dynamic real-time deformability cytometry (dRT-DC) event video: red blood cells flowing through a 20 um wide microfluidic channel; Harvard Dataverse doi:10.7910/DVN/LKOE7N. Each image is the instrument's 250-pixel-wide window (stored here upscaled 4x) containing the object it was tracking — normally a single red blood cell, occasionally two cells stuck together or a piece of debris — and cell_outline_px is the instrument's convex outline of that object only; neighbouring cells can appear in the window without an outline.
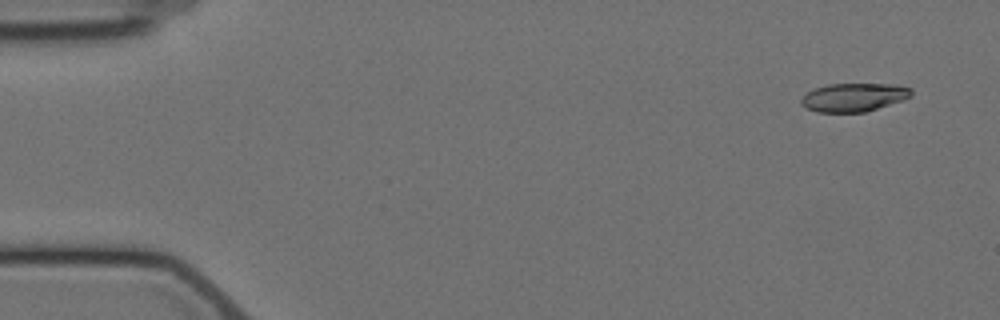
{"species": "Egyptian fruit bat (a non-hibernating species)", "species_latin": "Rousettus aegyptiacus", "temperature_condition": "cold", "stored_images_in_passage": 3, "camera_frame_rate_fps": 3000, "um_per_image_px": 0.085, "animal": {"sex": "female"}, "frame": {"image": 1, "passage_image": 1, "time_ms": 0.0, "image_size_px": [1000, 320], "cell_outline_px": [[912, 96], [904, 100], [864, 112], [816, 112], [800, 104], [800, 100], [808, 92], [816, 88], [828, 84], [892, 84], [912, 88]], "centroid_in_image_um": [72.6, 8.27], "position_along_channel_um": 12.4, "area_um2": 18.15}}